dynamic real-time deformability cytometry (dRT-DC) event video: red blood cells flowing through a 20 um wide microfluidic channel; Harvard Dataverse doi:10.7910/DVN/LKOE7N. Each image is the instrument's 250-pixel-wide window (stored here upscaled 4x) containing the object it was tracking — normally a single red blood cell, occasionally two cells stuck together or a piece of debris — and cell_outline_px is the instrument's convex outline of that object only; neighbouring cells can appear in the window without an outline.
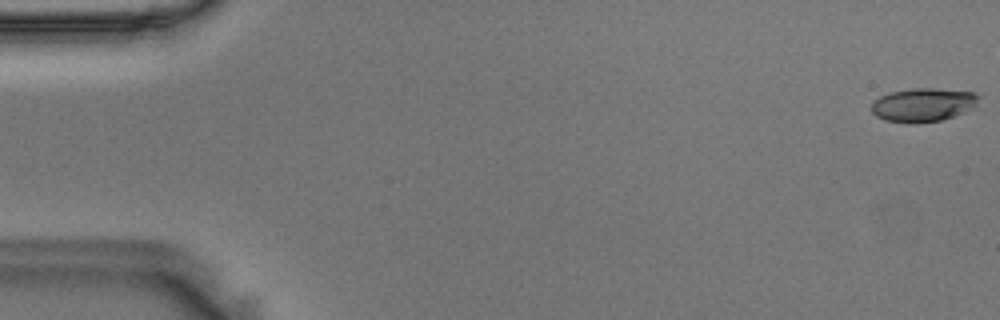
{"species": "Egyptian fruit bat (a non-hibernating species)", "species_latin": "Rousettus aegyptiacus", "temperature_condition": "room temperature", "stored_images_in_passage": 56, "camera_frame_rate_fps": 3000, "um_per_image_px": 0.085, "animal": {"sex": "male"}, "frame": {"image": 1, "passage_image": 1, "time_ms": 0.0, "image_size_px": [1000, 320], "cell_outline_px": [[980, 96], [976, 104], [964, 112], [940, 120], [916, 124], [904, 124], [884, 120], [876, 116], [872, 112], [872, 104], [880, 96], [892, 92], [912, 88], [936, 88], [976, 92]], "centroid_in_image_um": [78.45, 8.92], "position_along_channel_um": 6.5, "area_um2": 21.1}}
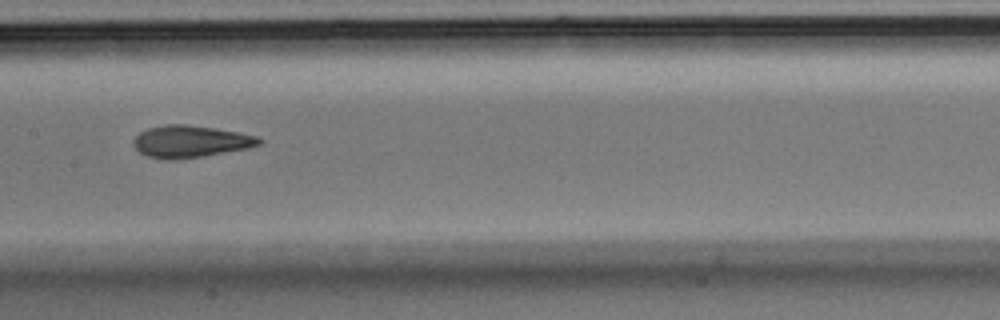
{"frame": {"image": 2, "passage_image": 28, "time_ms": 9.0, "image_size_px": [1000, 320], "cell_outline_px": [[264, 144], [248, 148], [176, 160], [172, 160], [148, 156], [140, 152], [132, 144], [132, 140], [140, 132], [148, 128], [164, 124], [188, 124], [216, 128], [240, 132], [260, 136], [264, 140]], "centroid_in_image_um": [16.24, 12.01], "position_along_channel_um": 191.2, "area_um2": 23.64}}
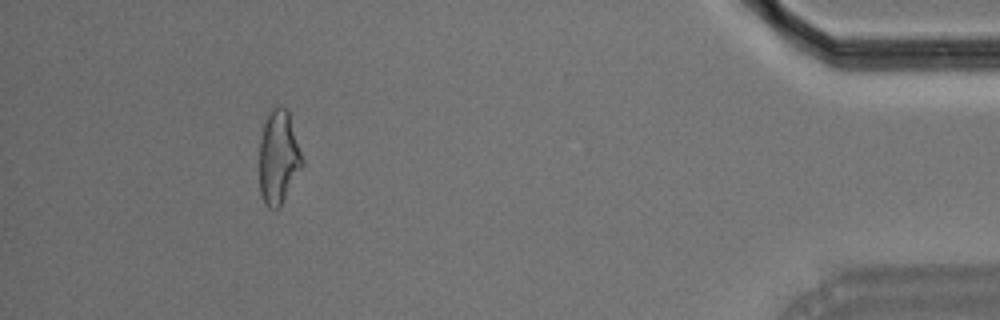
{"frame": {"image": 3, "passage_image": 51, "time_ms": 16.667, "image_size_px": [1000, 320], "cell_outline_px": [[304, 164], [280, 208], [268, 208], [264, 204], [260, 192], [260, 140], [264, 124], [268, 112], [276, 104], [280, 104], [288, 108], [304, 160]], "centroid_in_image_um": [23.69, 13.34], "position_along_channel_um": 411.5, "area_um2": 23.87}, "authors_computed_cell_mechanics": {"area_um2": 22.8888, "velocity_mm_per_s": 3.6483, "shape_relaxation_time_tau1_ms": 10.9827, "shape_relaxation_time_tau2_ms": 2.1497, "deformation_change_tau1": 0.2442, "deformation_change_tau2": 0.0944}}